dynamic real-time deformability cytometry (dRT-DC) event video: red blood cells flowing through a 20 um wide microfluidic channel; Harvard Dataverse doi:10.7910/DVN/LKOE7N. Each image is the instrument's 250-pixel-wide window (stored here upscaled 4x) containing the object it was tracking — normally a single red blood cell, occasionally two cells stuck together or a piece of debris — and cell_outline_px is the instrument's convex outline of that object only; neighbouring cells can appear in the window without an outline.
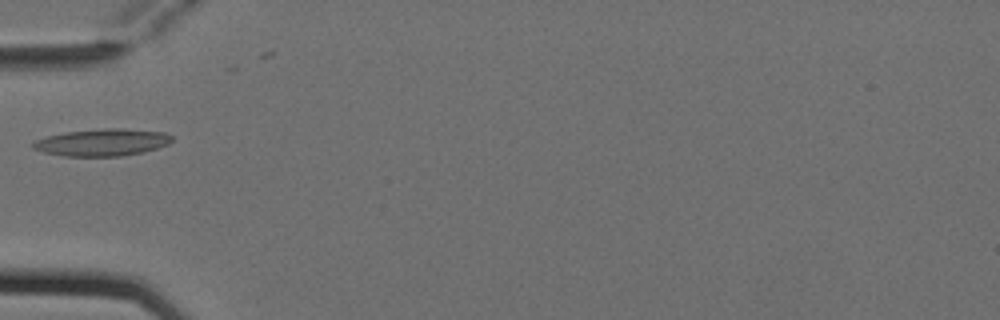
{"species": "Egyptian fruit bat (a non-hibernating species)", "species_latin": "Rousettus aegyptiacus", "temperature_condition": "cold", "stored_images_in_passage": 4, "camera_frame_rate_fps": 3000, "um_per_image_px": 0.085, "animal": {"sex": "female"}, "frame": {"image": 1, "passage_image": 4, "time_ms": 1.0, "image_size_px": [1000, 320], "cell_outline_px": [[172, 140], [168, 144], [144, 152], [120, 156], [64, 156], [44, 152], [32, 148], [32, 144], [36, 140], [48, 136], [64, 132], [104, 128], [120, 128], [164, 132], [172, 136]], "centroid_in_image_um": [8.69, 12.1], "position_along_channel_um": 76.3, "area_um2": 21.85}}